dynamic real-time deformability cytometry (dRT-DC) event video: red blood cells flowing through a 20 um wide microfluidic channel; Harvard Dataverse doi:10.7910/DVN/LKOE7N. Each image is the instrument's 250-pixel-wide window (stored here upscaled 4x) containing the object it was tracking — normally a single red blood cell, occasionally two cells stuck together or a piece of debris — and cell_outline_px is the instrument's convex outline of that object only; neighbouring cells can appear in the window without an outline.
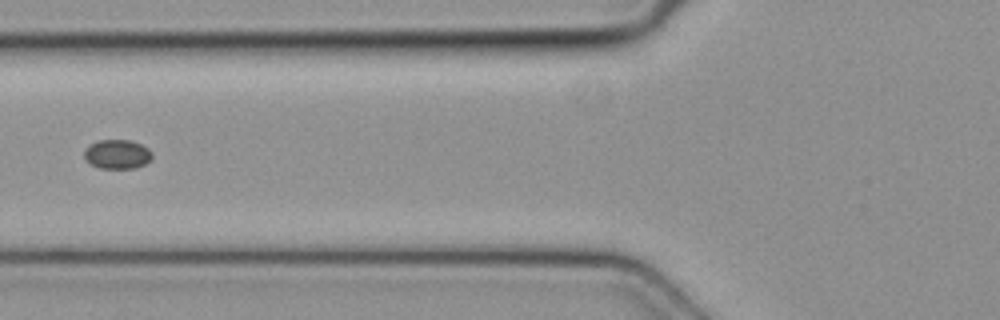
{"species": "common noctule bat (a hibernating species)", "species_latin": "Nyctalus noctula", "temperature_condition": "cold", "stored_images_in_passage": 5, "camera_frame_rate_fps": 3000, "um_per_image_px": 0.085, "animal": {"sex": "female", "body_mass_g": 19.3, "forearm_length_mm": 54.1}, "frame": {"image": 1, "passage_image": 4, "time_ms": 1.0, "image_size_px": [1000, 320], "cell_outline_px": [[152, 156], [144, 164], [136, 168], [100, 168], [92, 164], [84, 156], [84, 152], [88, 144], [100, 140], [128, 140], [140, 144], [148, 148], [152, 152]], "centroid_in_image_um": [9.96, 13.1], "position_along_channel_um": 115.8, "area_um2": 11.39}}
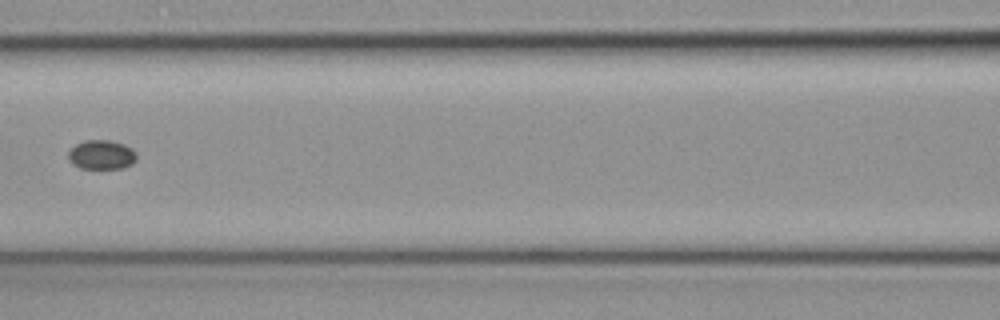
{"frame": {"image": 2, "passage_image": 5, "time_ms": 1.333, "image_size_px": [1000, 320], "cell_outline_px": [[136, 160], [132, 164], [124, 168], [80, 168], [72, 164], [68, 160], [68, 152], [76, 144], [84, 140], [112, 140], [124, 144], [132, 148], [136, 152]], "centroid_in_image_um": [8.64, 13.15], "position_along_channel_um": 158.0, "area_um2": 11.79}}